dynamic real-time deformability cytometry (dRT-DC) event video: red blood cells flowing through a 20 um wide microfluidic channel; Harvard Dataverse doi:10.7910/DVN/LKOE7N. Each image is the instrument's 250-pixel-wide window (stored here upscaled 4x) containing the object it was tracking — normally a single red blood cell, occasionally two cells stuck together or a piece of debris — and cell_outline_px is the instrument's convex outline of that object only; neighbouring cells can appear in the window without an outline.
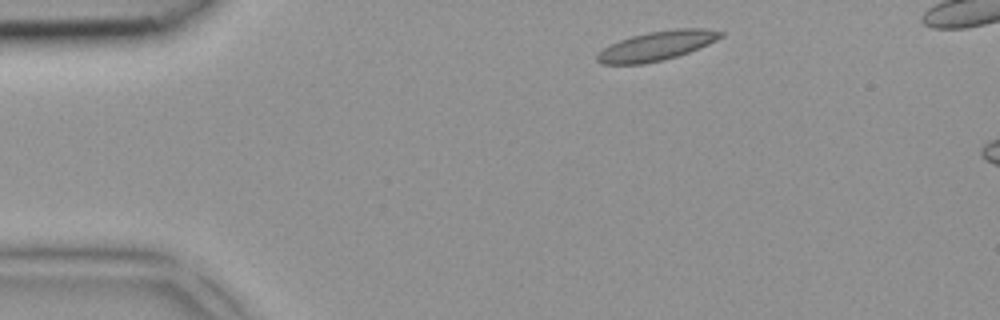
{"species": "common noctule bat (a hibernating species)", "species_latin": "Nyctalus noctula", "temperature_condition": "room temperature", "stored_images_in_passage": 3, "camera_frame_rate_fps": 3000, "um_per_image_px": 0.085, "animal": {"sex": "female", "body_mass_g": 18.4}, "frame": {"image": 1, "passage_image": 1, "time_ms": 0.0, "image_size_px": [1000, 320], "cell_outline_px": [[724, 36], [708, 44], [688, 52], [664, 60], [644, 64], [600, 64], [596, 60], [596, 56], [604, 48], [620, 40], [632, 36], [648, 32], [676, 28], [704, 28], [724, 32]], "centroid_in_image_um": [55.84, 3.89], "position_along_channel_um": 29.2, "area_um2": 20.98}}